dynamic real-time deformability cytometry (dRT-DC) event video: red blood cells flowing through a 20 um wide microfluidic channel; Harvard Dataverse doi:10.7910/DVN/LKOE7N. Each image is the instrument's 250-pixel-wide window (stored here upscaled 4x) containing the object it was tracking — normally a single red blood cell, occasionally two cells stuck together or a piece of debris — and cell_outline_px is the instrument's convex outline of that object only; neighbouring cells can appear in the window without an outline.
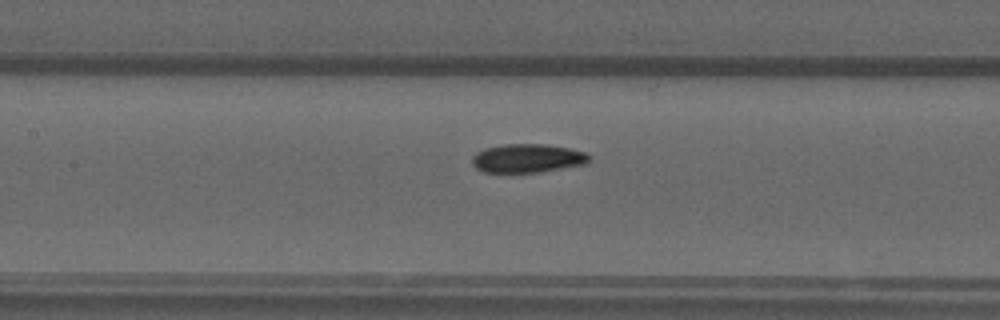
{"species": "common noctule bat (a hibernating species)", "species_latin": "Nyctalus noctula", "temperature_condition": "warm", "stored_images_in_passage": 33, "camera_frame_rate_fps": 3000, "um_per_image_px": 0.085, "animal": {"sex": "male", "forearm_length_mm": 52.5}, "frame": {"image": 1, "passage_image": 10, "time_ms": 3.0, "image_size_px": [1000, 320], "cell_outline_px": [[592, 160], [588, 164], [540, 172], [484, 172], [476, 168], [472, 164], [472, 156], [476, 152], [484, 148], [504, 144], [548, 144], [568, 148], [584, 152], [592, 156]], "centroid_in_image_um": [44.87, 13.45], "position_along_channel_um": 162.5, "area_um2": 19.83}}
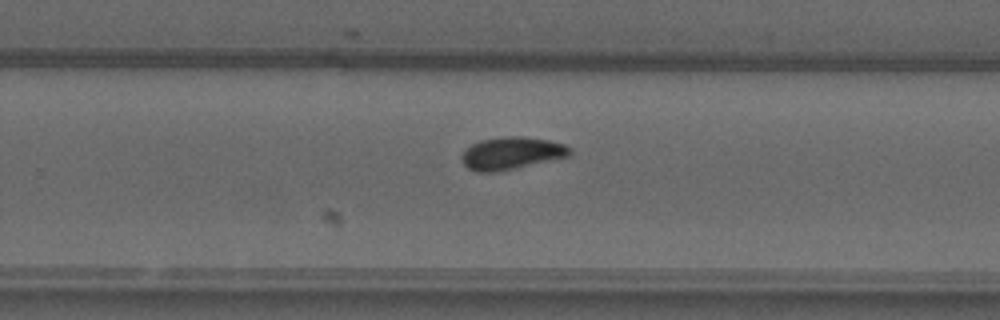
{"frame": {"image": 2, "passage_image": 20, "time_ms": 6.333, "image_size_px": [1000, 320], "cell_outline_px": [[572, 152], [568, 156], [516, 168], [492, 172], [476, 172], [468, 168], [464, 164], [460, 156], [464, 148], [480, 140], [504, 136], [524, 136], [548, 140], [564, 144]], "centroid_in_image_um": [43.42, 13.01], "position_along_channel_um": 286.4, "area_um2": 20.4}}
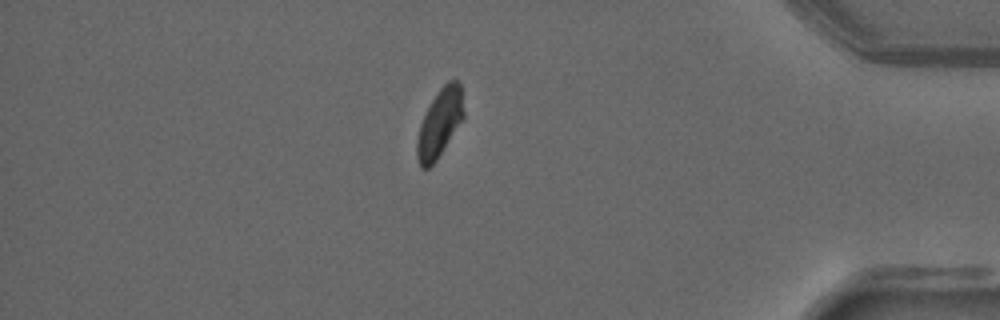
{"frame": {"image": 3, "passage_image": 32, "time_ms": 10.333, "image_size_px": [1000, 320], "cell_outline_px": [[464, 116], [436, 160], [428, 168], [420, 168], [416, 156], [416, 144], [420, 124], [432, 100], [440, 88], [448, 80], [460, 80], [464, 112]], "centroid_in_image_um": [37.36, 10.45], "position_along_channel_um": 397.8, "area_um2": 18.21}}